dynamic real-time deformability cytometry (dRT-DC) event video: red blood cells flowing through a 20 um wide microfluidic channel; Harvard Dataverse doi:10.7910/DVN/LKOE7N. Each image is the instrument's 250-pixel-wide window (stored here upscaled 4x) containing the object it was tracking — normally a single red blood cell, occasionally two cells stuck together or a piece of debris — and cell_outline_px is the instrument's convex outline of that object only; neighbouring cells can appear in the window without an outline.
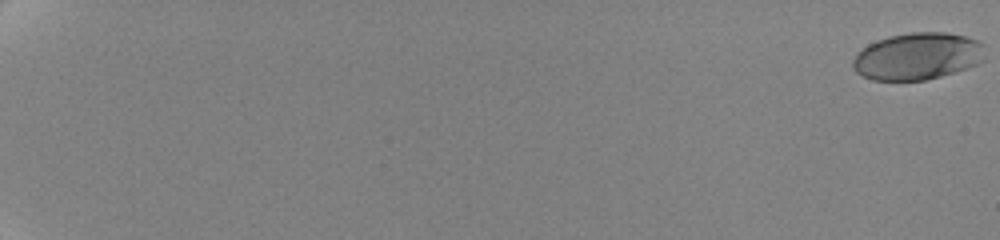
{"species": "human", "species_latin": "Homo sapiens", "temperature_condition": "cold", "stored_images_in_passage": 140, "camera_frame_rate_fps": 3000, "um_per_image_px": 0.085, "donor": {"sex": "female"}, "frame": {"image": 1, "passage_image": 1, "time_ms": 0.0, "image_size_px": [1000, 240], "cell_outline_px": [[984, 60], [976, 64], [940, 76], [924, 80], [872, 80], [856, 72], [852, 68], [852, 60], [868, 44], [888, 36], [908, 32], [944, 32], [964, 36], [980, 40], [984, 44]], "centroid_in_image_um": [78.0, 4.77], "position_along_channel_um": 7.0, "area_um2": 36.13}}
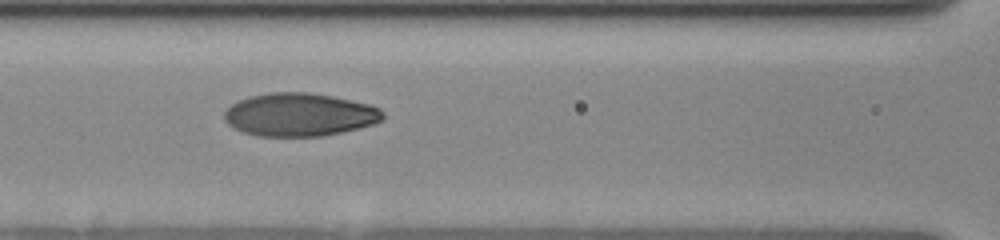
{"frame": {"image": 2, "passage_image": 73, "time_ms": 10.667, "image_size_px": [1000, 240], "cell_outline_px": [[384, 120], [372, 124], [324, 136], [256, 136], [244, 132], [228, 124], [224, 120], [224, 112], [232, 104], [248, 96], [268, 92], [308, 92], [332, 96], [368, 104], [380, 108], [384, 112]], "centroid_in_image_um": [25.45, 9.74], "position_along_channel_um": 141.2, "area_um2": 39.77}}
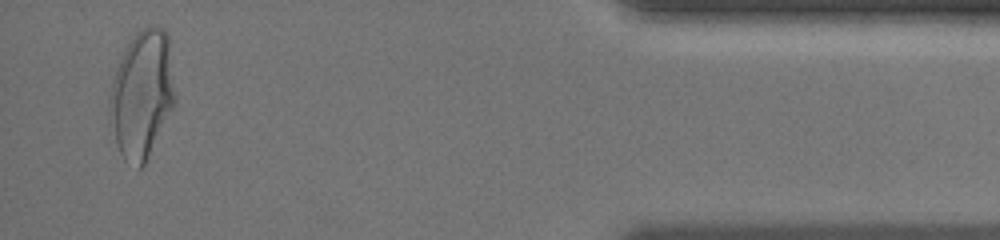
{"frame": {"image": 3, "passage_image": 135, "time_ms": 20.0, "image_size_px": [1000, 240], "cell_outline_px": [[176, 100], [144, 164], [140, 168], [124, 160], [116, 144], [108, 104], [116, 64], [132, 36], [136, 32], [152, 24], [164, 28], [168, 32], [176, 96]], "centroid_in_image_um": [12.07, 7.94], "position_along_channel_um": 423.1, "area_um2": 48.55}, "authors_computed_cell_mechanics": {"area_um2": 38.7838, "velocity_mm_per_s": 3.5237, "shape_relaxation_time_tau1_ms": 4.0677, "shape_relaxation_time_tau2_ms": 0.9738, "deformation_change_tau1": 0.1727, "deformation_change_tau2": 0.0515}}